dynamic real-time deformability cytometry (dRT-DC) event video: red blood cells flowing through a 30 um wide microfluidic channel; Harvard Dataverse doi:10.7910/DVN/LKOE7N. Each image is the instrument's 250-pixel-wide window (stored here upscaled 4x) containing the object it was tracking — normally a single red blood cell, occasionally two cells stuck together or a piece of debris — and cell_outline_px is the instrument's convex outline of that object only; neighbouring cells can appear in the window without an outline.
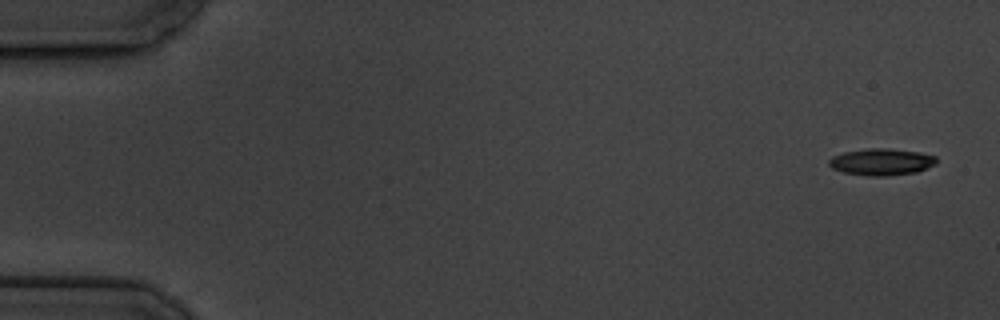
{"species": "common noctule bat (a hibernating species)", "species_latin": "Nyctalus noctula", "temperature_condition": "cold", "stored_images_in_passage": 7, "camera_frame_rate_fps": 3000, "um_per_image_px": 0.085, "animal": {"sex": "male", "body_mass_g": 19.5, "forearm_length_mm": 54.6}, "frame": {"image": 1, "passage_image": 1, "time_ms": 0.0, "image_size_px": [1000, 320], "cell_outline_px": [[936, 164], [916, 172], [888, 176], [868, 176], [844, 172], [832, 168], [828, 164], [828, 160], [832, 156], [844, 152], [868, 148], [888, 148], [920, 152], [936, 156]], "centroid_in_image_um": [74.92, 13.76], "position_along_channel_um": 10.1, "area_um2": 16.82}}
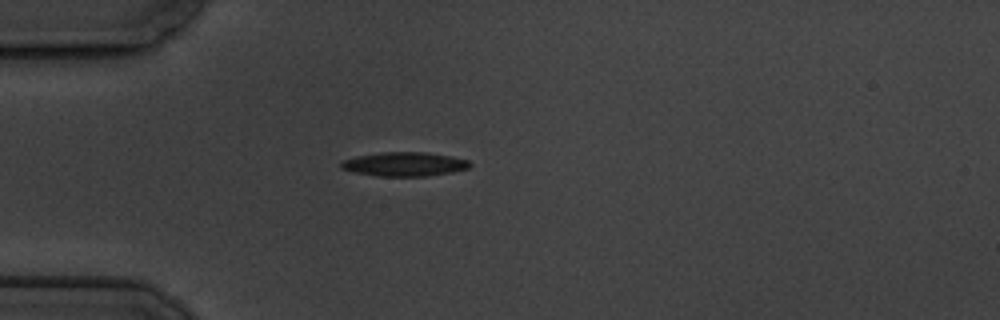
{"frame": {"image": 2, "passage_image": 5, "time_ms": 4.667, "image_size_px": [1000, 320], "cell_outline_px": [[472, 164], [468, 168], [452, 172], [424, 176], [376, 176], [356, 172], [340, 168], [340, 160], [356, 156], [380, 152], [424, 152], [452, 156], [468, 160]], "centroid_in_image_um": [34.35, 13.94], "position_along_channel_um": 50.7, "area_um2": 18.09}}
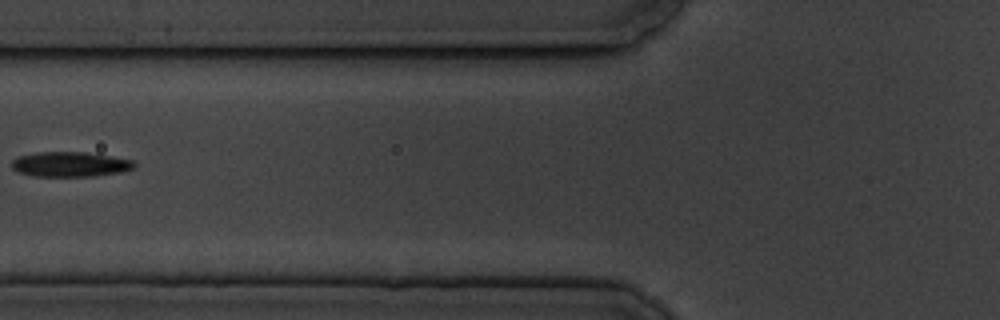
{"frame": {"image": 3, "passage_image": 7, "time_ms": 7.0, "image_size_px": [1000, 320], "cell_outline_px": [[136, 164], [132, 168], [120, 172], [92, 176], [32, 176], [16, 172], [12, 168], [12, 160], [16, 156], [36, 152], [84, 152], [132, 160]], "centroid_in_image_um": [5.87, 13.96], "position_along_channel_um": 119.9, "area_um2": 17.74}}